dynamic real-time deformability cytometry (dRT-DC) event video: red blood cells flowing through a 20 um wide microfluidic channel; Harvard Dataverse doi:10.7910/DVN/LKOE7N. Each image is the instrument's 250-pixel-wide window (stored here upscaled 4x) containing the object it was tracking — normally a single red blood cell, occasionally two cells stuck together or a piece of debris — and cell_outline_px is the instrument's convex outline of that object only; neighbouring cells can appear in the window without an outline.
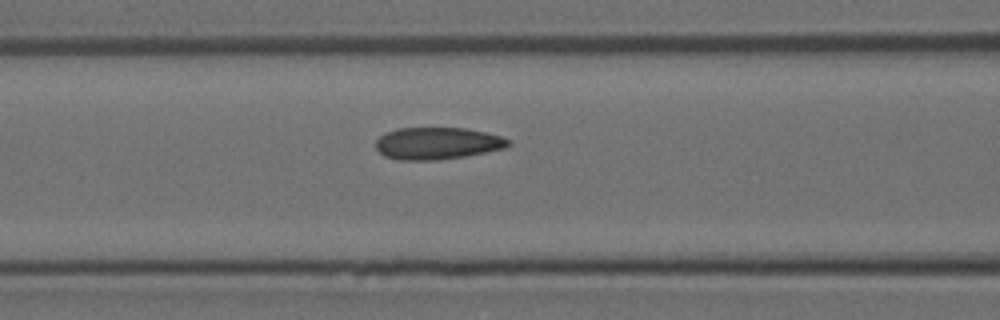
{"species": "Egyptian fruit bat (a non-hibernating species)", "species_latin": "Rousettus aegyptiacus", "temperature_condition": "room temperature", "stored_images_in_passage": 6, "camera_frame_rate_fps": 3000, "um_per_image_px": 0.085, "animal": {"sex": "female"}, "frame": {"image": 1, "passage_image": 6, "time_ms": 6.333, "image_size_px": [1000, 320], "cell_outline_px": [[512, 144], [504, 148], [464, 156], [436, 160], [400, 160], [384, 156], [376, 148], [376, 140], [384, 132], [396, 128], [468, 128], [500, 136], [508, 140]], "centroid_in_image_um": [37.13, 12.18], "position_along_channel_um": 129.5, "area_um2": 24.68}}